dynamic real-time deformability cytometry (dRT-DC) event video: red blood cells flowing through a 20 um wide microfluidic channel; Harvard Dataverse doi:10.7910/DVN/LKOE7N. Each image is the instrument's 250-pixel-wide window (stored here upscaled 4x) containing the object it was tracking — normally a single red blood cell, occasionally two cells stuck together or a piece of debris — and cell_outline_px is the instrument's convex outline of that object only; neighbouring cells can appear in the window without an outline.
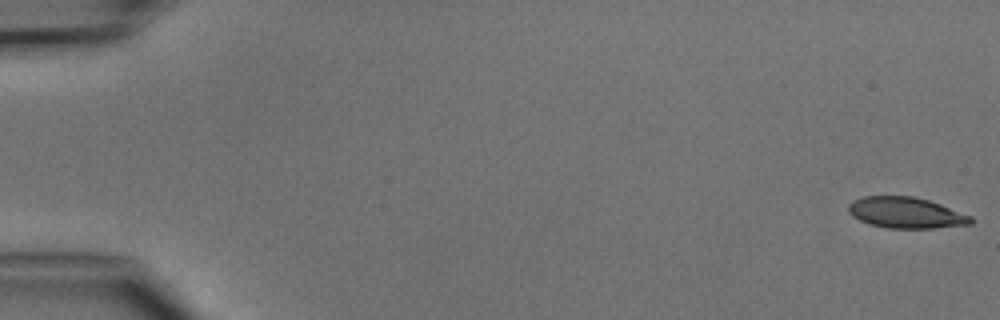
{"species": "common noctule bat (a hibernating species)", "species_latin": "Nyctalus noctula", "temperature_condition": "cold", "stored_images_in_passage": 2, "camera_frame_rate_fps": 3000, "um_per_image_px": 0.085, "animal": {"sex": "male", "body_mass_g": 15.6}, "frame": {"image": 1, "passage_image": 2, "time_ms": 1.333, "image_size_px": [1000, 320], "cell_outline_px": [[972, 224], [932, 228], [888, 228], [868, 224], [852, 216], [848, 212], [848, 204], [852, 200], [864, 196], [912, 196], [928, 200], [940, 204], [972, 216]], "centroid_in_image_um": [76.97, 18.08], "position_along_channel_um": 8.0, "area_um2": 22.14}}